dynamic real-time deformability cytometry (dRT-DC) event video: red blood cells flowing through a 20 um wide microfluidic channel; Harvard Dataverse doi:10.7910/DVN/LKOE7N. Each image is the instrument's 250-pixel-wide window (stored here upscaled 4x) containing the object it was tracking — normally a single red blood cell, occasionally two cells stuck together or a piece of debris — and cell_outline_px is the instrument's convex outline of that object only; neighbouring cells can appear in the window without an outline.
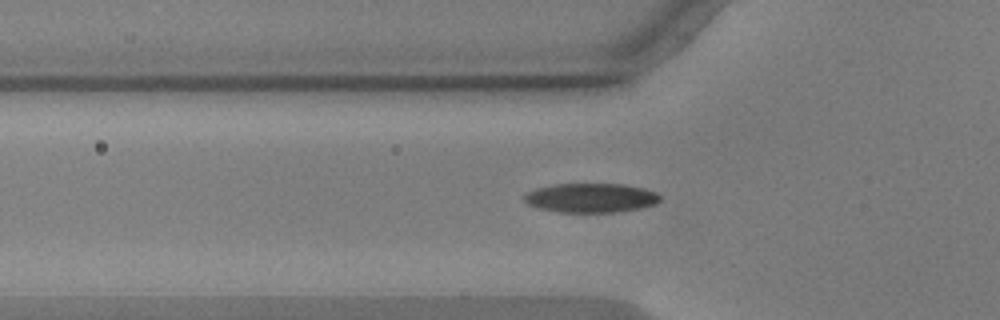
{"species": "common noctule bat (a hibernating species)", "species_latin": "Nyctalus noctula", "temperature_condition": "warm", "stored_images_in_passage": 43, "camera_frame_rate_fps": 3000, "um_per_image_px": 0.085, "animal": {"sex": "male", "body_mass_g": 17.9, "forearm_length_mm": 54.2}, "frame": {"image": 1, "passage_image": 6, "time_ms": 1.667, "image_size_px": [1000, 320], "cell_outline_px": [[660, 200], [656, 204], [640, 208], [616, 212], [560, 212], [536, 208], [528, 204], [524, 200], [524, 196], [528, 192], [536, 188], [552, 184], [620, 184], [640, 188], [656, 192], [660, 196]], "centroid_in_image_um": [50.19, 16.82], "position_along_channel_um": 75.6, "area_um2": 23.06}}
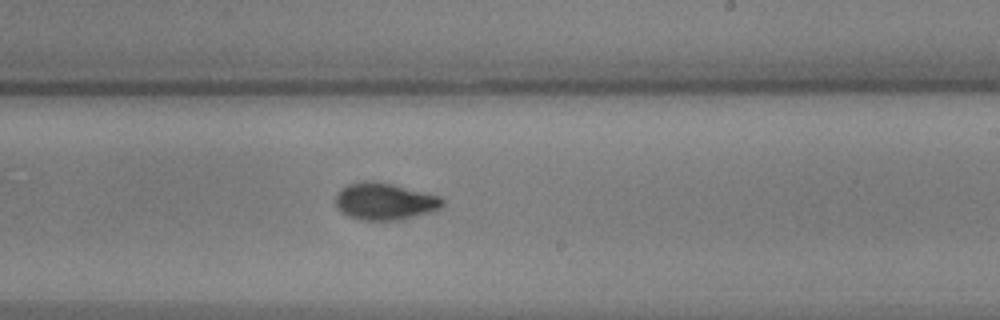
{"frame": {"image": 2, "passage_image": 21, "time_ms": 6.667, "image_size_px": [1000, 320], "cell_outline_px": [[444, 204], [440, 208], [428, 212], [396, 220], [364, 220], [348, 216], [336, 208], [336, 192], [340, 188], [348, 184], [360, 180], [376, 180], [440, 196], [444, 200]], "centroid_in_image_um": [32.64, 17.09], "position_along_channel_um": 256.4, "area_um2": 23.06}}
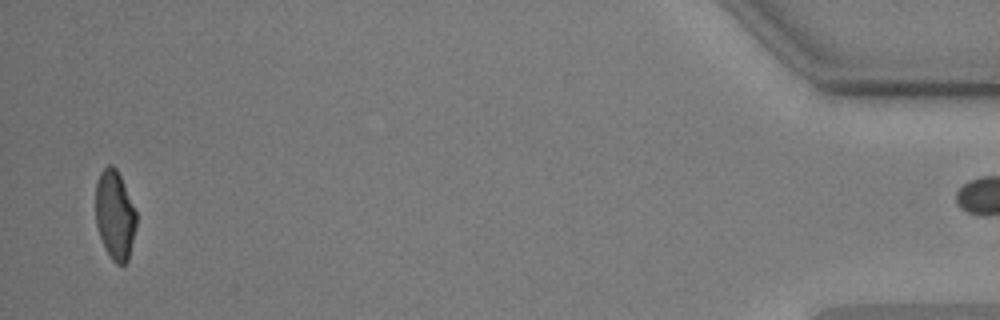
{"frame": {"image": 3, "passage_image": 42, "time_ms": 13.667, "image_size_px": [1000, 320], "cell_outline_px": [[136, 228], [128, 260], [124, 264], [116, 264], [112, 260], [104, 248], [96, 224], [96, 184], [100, 172], [108, 164], [112, 164], [116, 168], [136, 208]], "centroid_in_image_um": [9.77, 18.27], "position_along_channel_um": 425.4, "area_um2": 21.27}}